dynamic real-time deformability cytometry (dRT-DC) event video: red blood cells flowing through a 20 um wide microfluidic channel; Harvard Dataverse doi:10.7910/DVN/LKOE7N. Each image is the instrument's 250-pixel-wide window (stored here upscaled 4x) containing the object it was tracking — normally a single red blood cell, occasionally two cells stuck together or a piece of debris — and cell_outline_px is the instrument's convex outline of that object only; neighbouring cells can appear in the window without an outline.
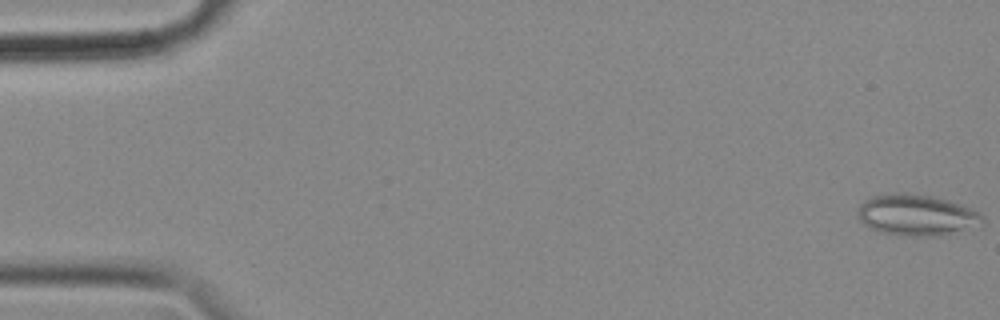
{"species": "common noctule bat (a hibernating species)", "species_latin": "Nyctalus noctula", "temperature_condition": "cold", "stored_images_in_passage": 57, "camera_frame_rate_fps": 3000, "um_per_image_px": 0.085, "animal": {"sex": "female", "body_mass_g": 18.4}, "frame": {"image": 1, "passage_image": 1, "time_ms": 0.0, "image_size_px": [1000, 320], "cell_outline_px": [[984, 224], [940, 236], [908, 236], [880, 232], [864, 224], [860, 220], [856, 212], [860, 204], [872, 196], [904, 192], [932, 196], [948, 200], [968, 208], [984, 216]], "centroid_in_image_um": [77.9, 18.28], "position_along_channel_um": 7.1, "area_um2": 29.71}}
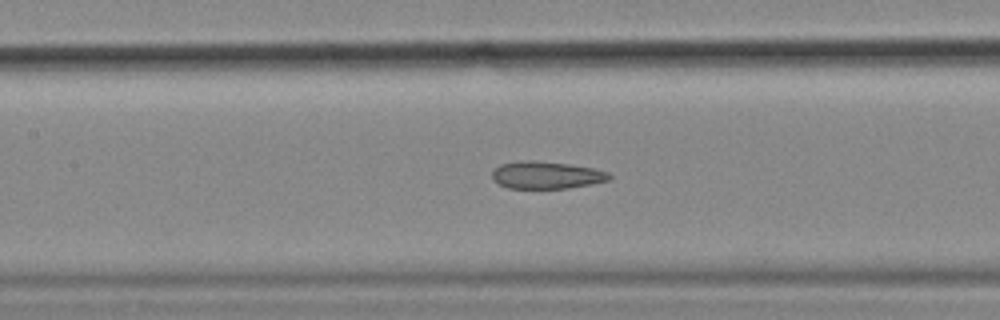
{"frame": {"image": 2, "passage_image": 26, "time_ms": 8.333, "image_size_px": [1000, 320], "cell_outline_px": [[612, 176], [608, 180], [592, 184], [568, 188], [508, 188], [492, 180], [492, 172], [500, 164], [520, 160], [532, 160], [568, 164], [592, 168], [608, 172]], "centroid_in_image_um": [46.42, 14.88], "position_along_channel_um": 161.0, "area_um2": 18.61}}
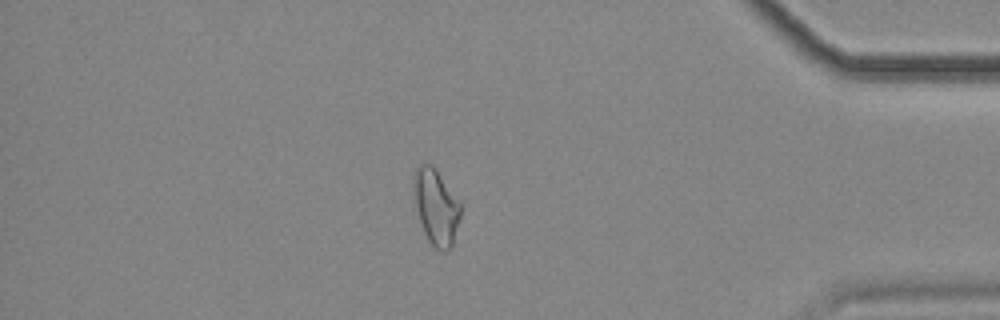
{"frame": {"image": 3, "passage_image": 49, "time_ms": 16.0, "image_size_px": [1000, 320], "cell_outline_px": [[460, 216], [452, 244], [444, 252], [436, 248], [428, 240], [424, 232], [416, 208], [412, 192], [412, 172], [420, 164], [432, 164], [436, 168], [460, 204]], "centroid_in_image_um": [37.01, 17.52], "position_along_channel_um": 398.2, "area_um2": 20.52}, "authors_computed_cell_mechanics": {"area_um2": 20.519, "velocity_mm_per_s": 3.5491, "shape_relaxation_time_tau1_ms": null, "shape_relaxation_time_tau2_ms": 3.3103, "deformation_change_tau1": null, "deformation_change_tau2": 0.1046}}